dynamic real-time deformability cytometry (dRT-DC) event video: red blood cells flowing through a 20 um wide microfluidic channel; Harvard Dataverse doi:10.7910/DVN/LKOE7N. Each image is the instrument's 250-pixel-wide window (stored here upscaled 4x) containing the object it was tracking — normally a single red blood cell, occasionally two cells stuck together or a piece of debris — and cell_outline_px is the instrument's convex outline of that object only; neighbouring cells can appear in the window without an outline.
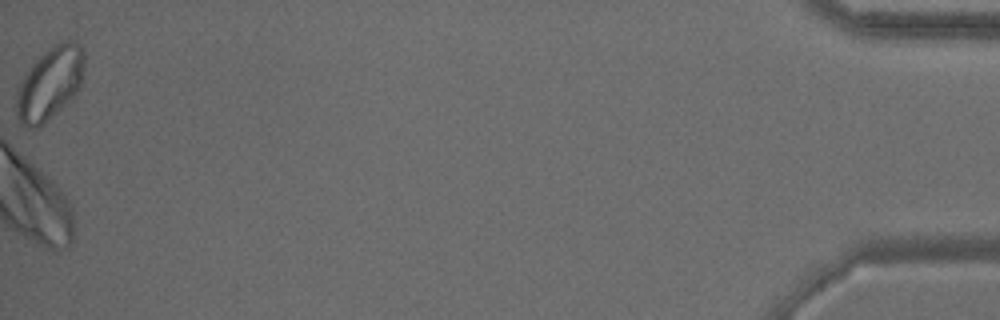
{"species": "common noctule bat (a hibernating species)", "species_latin": "Nyctalus noctula", "temperature_condition": "warm", "stored_images_in_passage": 42, "camera_frame_rate_fps": 3000, "um_per_image_px": 0.085, "animal": {"sex": "male", "body_mass_g": 15.6}, "frame": {"image": 1, "passage_image": 42, "time_ms": 13.667, "image_size_px": [1000, 320], "cell_outline_px": [[84, 68], [80, 84], [76, 92], [44, 124], [36, 128], [24, 128], [16, 120], [16, 96], [20, 84], [24, 76], [32, 64], [44, 52], [60, 40], [72, 40], [80, 44], [84, 56]], "centroid_in_image_um": [4.21, 7.1], "position_along_channel_um": 431.0, "area_um2": 28.61}}